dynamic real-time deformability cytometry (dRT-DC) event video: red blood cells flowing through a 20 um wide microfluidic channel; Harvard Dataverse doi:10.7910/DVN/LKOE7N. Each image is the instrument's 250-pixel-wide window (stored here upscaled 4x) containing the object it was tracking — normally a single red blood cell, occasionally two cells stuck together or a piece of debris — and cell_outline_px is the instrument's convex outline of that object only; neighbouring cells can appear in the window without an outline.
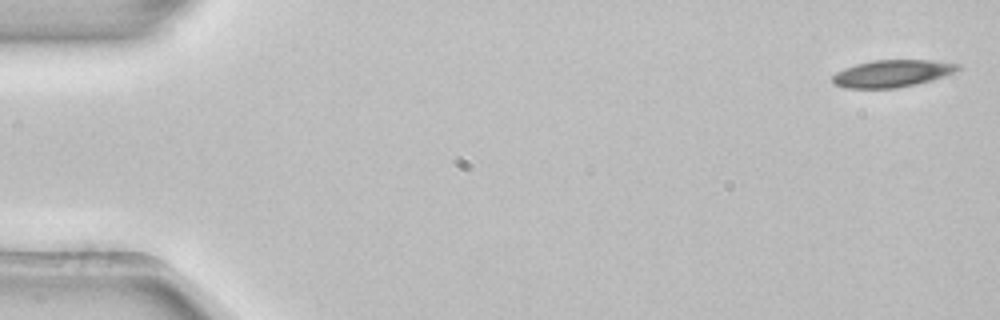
{"species": "common noctule bat (a hibernating species)", "species_latin": "Nyctalus noctula", "temperature_condition": "room temperature", "stored_images_in_passage": 3, "camera_frame_rate_fps": 3000, "um_per_image_px": 0.085, "animal": {"sex": "female", "body_mass_g": 22.7, "forearm_length_mm": 54.2}, "frame": {"image": 1, "passage_image": 1, "time_ms": 0.0, "image_size_px": [1000, 320], "cell_outline_px": [[964, 68], [956, 72], [932, 80], [916, 84], [896, 88], [844, 88], [832, 84], [832, 76], [836, 72], [844, 68], [856, 64], [876, 60], [928, 60], [960, 64]], "centroid_in_image_um": [75.85, 6.25], "position_along_channel_um": 9.2, "area_um2": 20.0}}
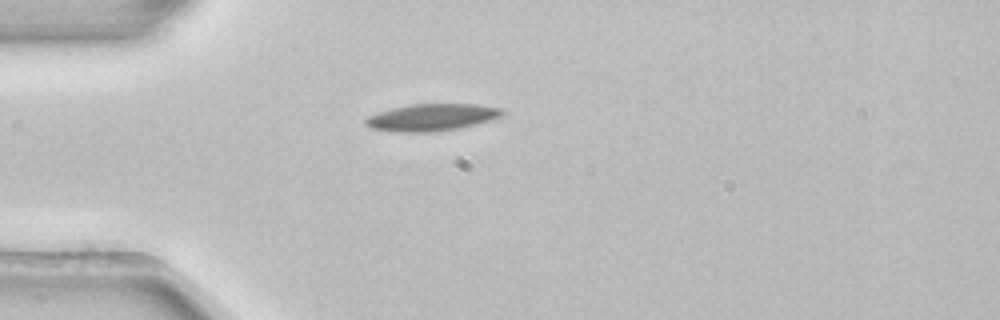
{"frame": {"image": 2, "passage_image": 3, "time_ms": 0.667, "image_size_px": [1000, 320], "cell_outline_px": [[504, 112], [500, 116], [488, 120], [456, 128], [432, 132], [396, 132], [372, 128], [364, 124], [364, 116], [392, 108], [412, 104], [476, 104], [504, 108]], "centroid_in_image_um": [36.62, 9.96], "position_along_channel_um": 48.4, "area_um2": 21.39}}